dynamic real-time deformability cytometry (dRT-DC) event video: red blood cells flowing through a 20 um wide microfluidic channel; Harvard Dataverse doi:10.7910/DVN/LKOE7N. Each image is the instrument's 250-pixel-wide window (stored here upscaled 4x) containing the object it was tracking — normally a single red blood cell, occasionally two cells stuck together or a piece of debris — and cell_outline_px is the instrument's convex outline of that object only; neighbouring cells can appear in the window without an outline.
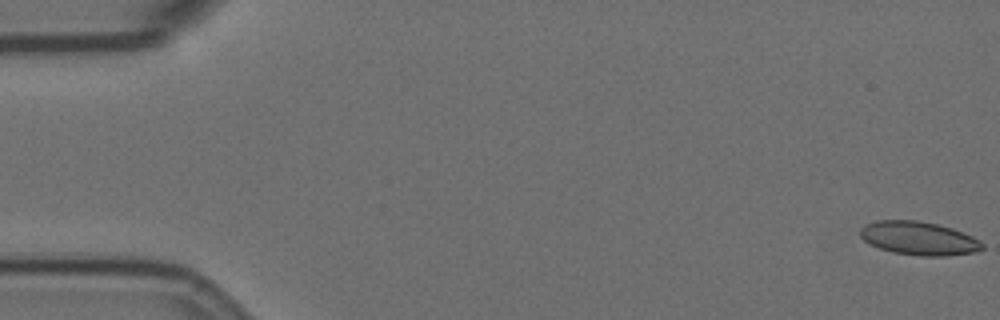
{"species": "Egyptian fruit bat (a non-hibernating species)", "species_latin": "Rousettus aegyptiacus", "temperature_condition": "room temperature", "stored_images_in_passage": 58, "camera_frame_rate_fps": 3000, "um_per_image_px": 0.085, "animal": {"sex": "female"}, "frame": {"image": 1, "passage_image": 1, "time_ms": 0.0, "image_size_px": [1000, 320], "cell_outline_px": [[984, 248], [976, 252], [944, 256], [920, 256], [892, 252], [868, 244], [860, 236], [860, 228], [864, 224], [876, 220], [916, 220], [936, 224], [952, 228], [972, 236], [984, 244]], "centroid_in_image_um": [78.07, 20.25], "position_along_channel_um": 6.9, "area_um2": 23.93}}
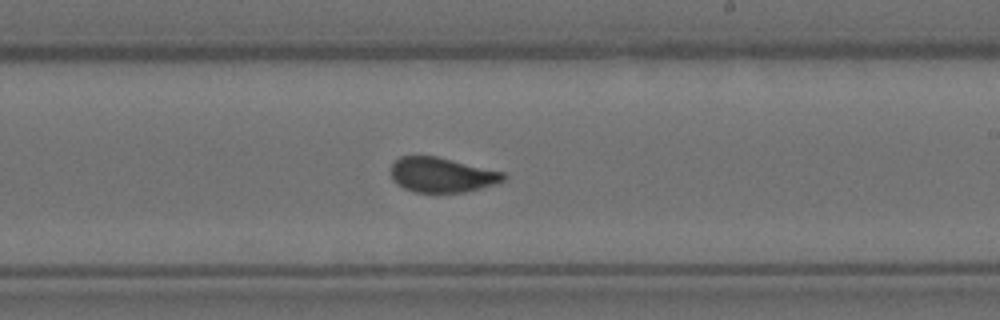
{"frame": {"image": 2, "passage_image": 34, "time_ms": 11.0, "image_size_px": [1000, 320], "cell_outline_px": [[508, 176], [504, 180], [480, 188], [464, 192], [412, 192], [396, 184], [392, 180], [392, 164], [400, 156], [436, 156], [504, 172]], "centroid_in_image_um": [37.54, 14.86], "position_along_channel_um": 251.5, "area_um2": 22.72}}
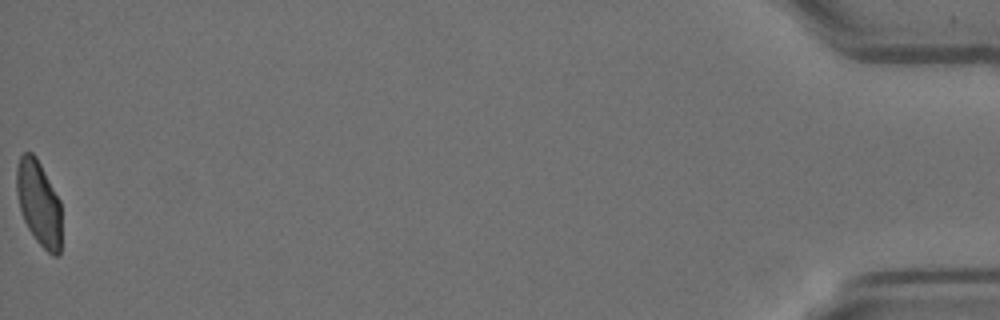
{"frame": {"image": 3, "passage_image": 58, "time_ms": 19.0, "image_size_px": [1000, 320], "cell_outline_px": [[60, 252], [56, 256], [52, 256], [36, 240], [28, 228], [24, 220], [20, 208], [16, 192], [16, 168], [20, 156], [24, 152], [32, 152], [36, 156], [60, 200]], "centroid_in_image_um": [3.28, 17.24], "position_along_channel_um": 431.9, "area_um2": 22.14}, "authors_computed_cell_mechanics": {"area_um2": 23.6402, "velocity_mm_per_s": 3.5392, "shape_relaxation_time_tau1_ms": 8.0818, "shape_relaxation_time_tau2_ms": 0.6928, "deformation_change_tau1": 0.1562, "deformation_change_tau2": 0.0677}}